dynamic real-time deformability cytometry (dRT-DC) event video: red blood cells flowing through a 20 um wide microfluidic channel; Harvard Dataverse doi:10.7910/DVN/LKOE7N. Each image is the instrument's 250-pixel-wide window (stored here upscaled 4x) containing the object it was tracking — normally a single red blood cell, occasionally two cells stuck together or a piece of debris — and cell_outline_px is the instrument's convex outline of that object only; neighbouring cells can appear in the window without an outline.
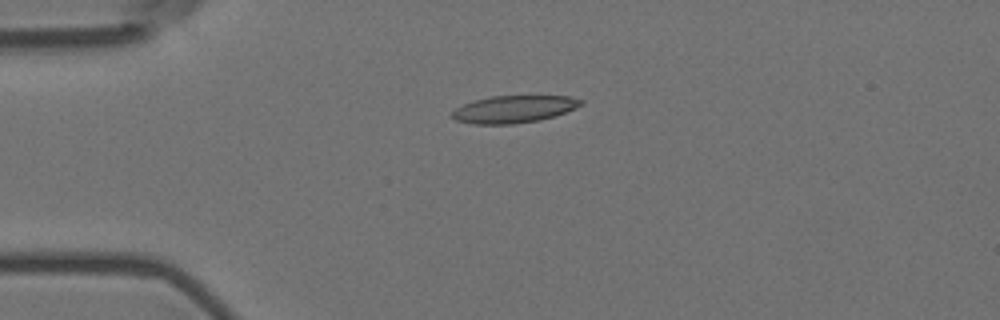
{"species": "Egyptian fruit bat (a non-hibernating species)", "species_latin": "Rousettus aegyptiacus", "temperature_condition": "room temperature", "stored_images_in_passage": 2, "camera_frame_rate_fps": 3000, "um_per_image_px": 0.085, "animal": {"sex": "female"}, "frame": {"image": 1, "passage_image": 1, "time_ms": 0.0, "image_size_px": [1000, 320], "cell_outline_px": [[584, 100], [576, 108], [540, 120], [512, 124], [472, 124], [456, 120], [452, 116], [452, 112], [456, 108], [464, 104], [476, 100], [492, 96], [572, 96]], "centroid_in_image_um": [43.68, 9.28], "position_along_channel_um": 41.3, "area_um2": 20.23}}